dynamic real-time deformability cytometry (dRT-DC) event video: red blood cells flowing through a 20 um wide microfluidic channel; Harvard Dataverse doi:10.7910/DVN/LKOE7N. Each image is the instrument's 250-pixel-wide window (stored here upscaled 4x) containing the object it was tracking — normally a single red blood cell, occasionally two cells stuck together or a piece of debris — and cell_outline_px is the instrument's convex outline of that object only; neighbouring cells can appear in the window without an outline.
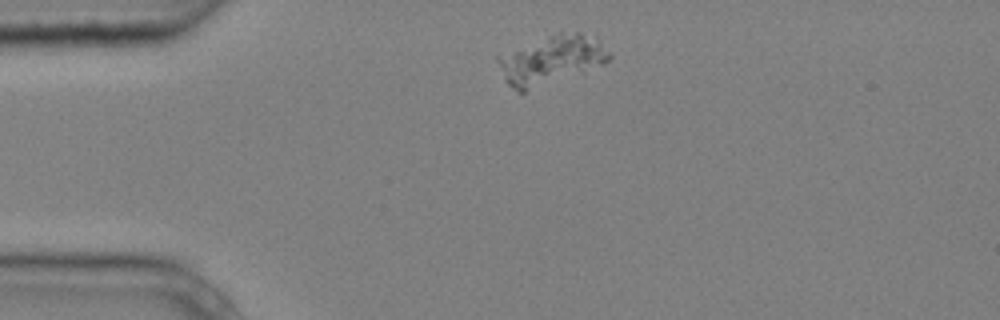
{"species": "common noctule bat (a hibernating species)", "species_latin": "Nyctalus noctula", "temperature_condition": "cold", "stored_images_in_passage": 2, "camera_frame_rate_fps": 3000, "um_per_image_px": 0.085, "animal": {"sex": "male", "body_mass_g": 20.4}, "frame": {"image": 1, "passage_image": 1, "time_ms": 0.0, "image_size_px": [1000, 320], "cell_outline_px": [[612, 56], [604, 64], [524, 92], [520, 92], [508, 84], [504, 80], [496, 60], [496, 56], [560, 28], [580, 32], [596, 36]], "centroid_in_image_um": [46.85, 5.01], "position_along_channel_um": 38.1, "area_um2": 32.25}}